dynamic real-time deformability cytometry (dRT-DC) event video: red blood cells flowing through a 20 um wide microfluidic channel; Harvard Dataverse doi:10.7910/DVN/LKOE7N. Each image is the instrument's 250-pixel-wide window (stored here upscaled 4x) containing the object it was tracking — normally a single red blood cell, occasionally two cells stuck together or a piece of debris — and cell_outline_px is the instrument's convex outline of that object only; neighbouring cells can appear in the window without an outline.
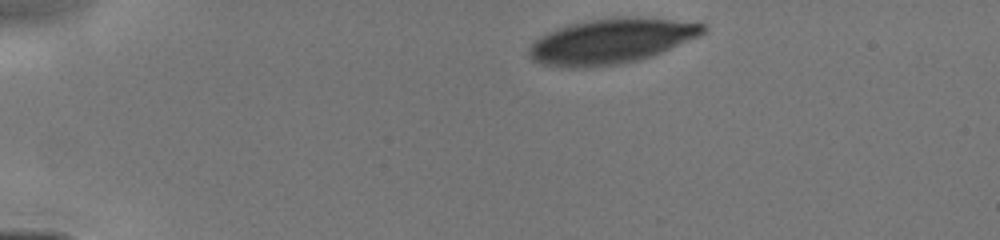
{"species": "human", "species_latin": "Homo sapiens", "temperature_condition": "cold", "stored_images_in_passage": 5, "camera_frame_rate_fps": 3000, "um_per_image_px": 0.085, "donor": {"sex": "male"}, "frame": {"image": 1, "passage_image": 1, "time_ms": 0.0, "image_size_px": [1000, 240], "cell_outline_px": [[708, 32], [700, 36], [652, 56], [636, 60], [616, 64], [588, 68], [568, 68], [544, 64], [532, 60], [528, 56], [528, 48], [532, 40], [548, 32], [568, 24], [612, 16], [640, 16], [708, 24]], "centroid_in_image_um": [51.96, 3.48], "position_along_channel_um": 33.0, "area_um2": 46.36}}